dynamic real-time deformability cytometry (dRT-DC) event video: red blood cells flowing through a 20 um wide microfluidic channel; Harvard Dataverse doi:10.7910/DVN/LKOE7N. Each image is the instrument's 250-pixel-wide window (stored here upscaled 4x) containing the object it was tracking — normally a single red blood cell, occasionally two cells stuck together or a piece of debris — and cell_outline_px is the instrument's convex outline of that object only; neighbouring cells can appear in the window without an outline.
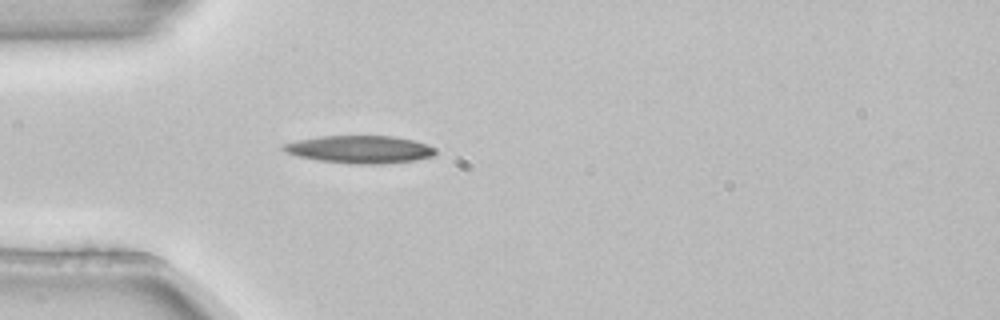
{"species": "common noctule bat (a hibernating species)", "species_latin": "Nyctalus noctula", "temperature_condition": "room temperature", "stored_images_in_passage": 2, "camera_frame_rate_fps": 3000, "um_per_image_px": 0.085, "animal": {"sex": "female", "body_mass_g": 22.7, "forearm_length_mm": 54.2}, "frame": {"image": 1, "passage_image": 2, "time_ms": 0.333, "image_size_px": [1000, 320], "cell_outline_px": [[436, 152], [432, 156], [416, 160], [380, 164], [356, 164], [320, 160], [296, 156], [284, 152], [280, 148], [284, 144], [296, 140], [320, 136], [396, 136], [412, 140], [436, 148]], "centroid_in_image_um": [30.55, 12.69], "position_along_channel_um": 54.4, "area_um2": 24.45}}